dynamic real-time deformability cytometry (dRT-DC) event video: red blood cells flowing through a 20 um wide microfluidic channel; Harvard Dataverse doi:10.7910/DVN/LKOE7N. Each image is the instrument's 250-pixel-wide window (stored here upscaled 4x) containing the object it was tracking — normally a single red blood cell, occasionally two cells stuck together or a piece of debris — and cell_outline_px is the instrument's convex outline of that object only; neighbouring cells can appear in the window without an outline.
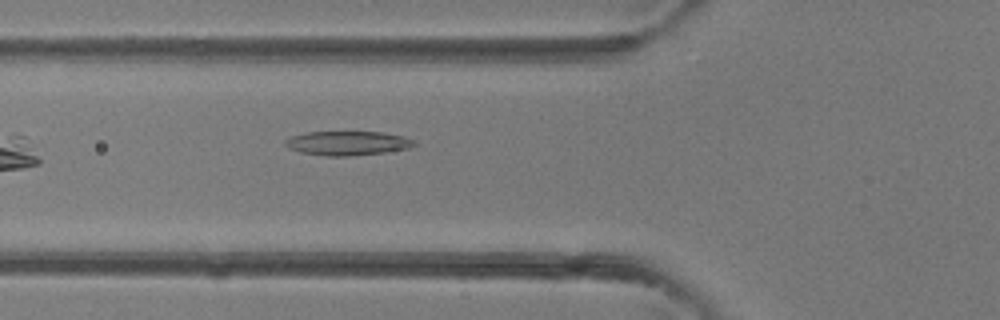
{"species": "common noctule bat (a hibernating species)", "species_latin": "Nyctalus noctula", "temperature_condition": "room temperature", "stored_images_in_passage": 5, "camera_frame_rate_fps": 3000, "um_per_image_px": 0.085, "animal": {"sex": "female"}, "frame": {"image": 1, "passage_image": 5, "time_ms": 4.667, "image_size_px": [1000, 320], "cell_outline_px": [[416, 144], [408, 148], [384, 152], [352, 156], [328, 156], [300, 152], [288, 148], [284, 144], [284, 140], [292, 136], [308, 132], [384, 132], [404, 136], [416, 140]], "centroid_in_image_um": [29.55, 12.17], "position_along_channel_um": 96.3, "area_um2": 18.21}}